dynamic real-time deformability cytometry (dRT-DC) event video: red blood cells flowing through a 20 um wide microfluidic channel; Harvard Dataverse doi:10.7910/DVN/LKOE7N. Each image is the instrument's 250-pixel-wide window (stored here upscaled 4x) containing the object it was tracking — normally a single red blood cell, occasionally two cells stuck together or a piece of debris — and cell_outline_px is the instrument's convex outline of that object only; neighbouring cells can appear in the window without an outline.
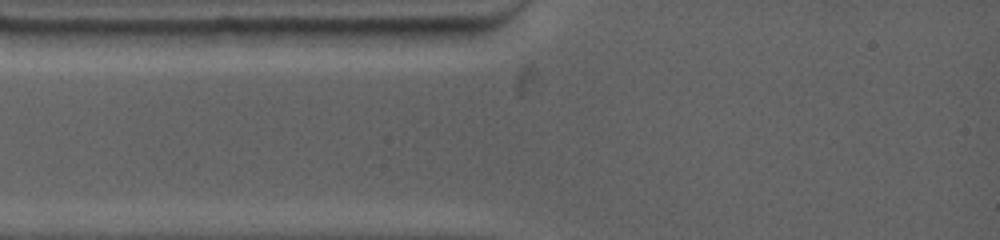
{"species": "common noctule bat (a hibernating species)", "species_latin": "Nyctalus noctula", "temperature_condition": "warm", "stored_images_in_passage": 4, "camera_frame_rate_fps": 4500, "um_per_image_px": 0.085, "animal": {"sex": "female", "body_mass_g": 19.0, "forearm_length_mm": 53.3}, "frame": {"image": 1, "passage_image": 2, "time_ms": 0.222, "image_size_px": [1000, 240], "cell_outline_px": [[472, 28], [468, 44], [388, 48], [348, 44], [348, 28]], "centroid_in_image_um": [34.69, 3.14], "position_along_channel_um": 50.3, "area_um2": 15.84}}